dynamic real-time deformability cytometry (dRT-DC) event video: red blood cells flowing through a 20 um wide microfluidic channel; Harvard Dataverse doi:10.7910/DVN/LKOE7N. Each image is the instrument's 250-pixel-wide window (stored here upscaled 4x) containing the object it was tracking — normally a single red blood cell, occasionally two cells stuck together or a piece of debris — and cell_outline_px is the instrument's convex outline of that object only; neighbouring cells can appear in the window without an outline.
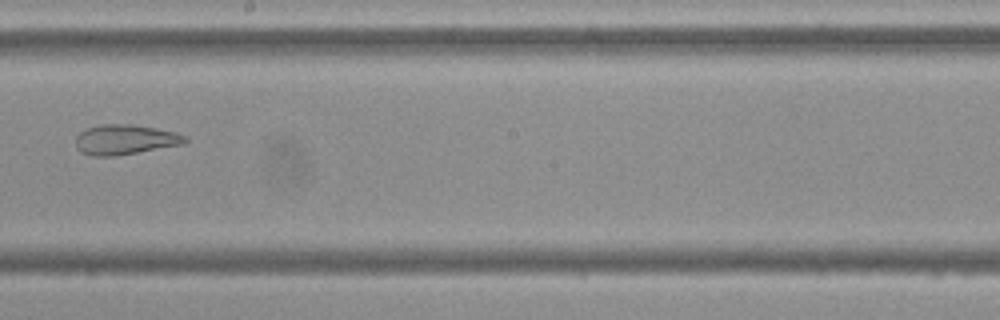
{"species": "Egyptian fruit bat (a non-hibernating species)", "species_latin": "Rousettus aegyptiacus", "temperature_condition": "cold", "stored_images_in_passage": 8, "camera_frame_rate_fps": 3000, "um_per_image_px": 0.085, "frame": {"image": 1, "passage_image": 8, "time_ms": 9.333, "image_size_px": [1000, 320], "cell_outline_px": [[188, 140], [184, 144], [116, 156], [92, 156], [80, 152], [76, 148], [76, 136], [84, 128], [100, 124], [132, 124], [156, 128], [176, 132], [188, 136]], "centroid_in_image_um": [10.62, 11.86], "position_along_channel_um": 237.6, "area_um2": 19.42}}